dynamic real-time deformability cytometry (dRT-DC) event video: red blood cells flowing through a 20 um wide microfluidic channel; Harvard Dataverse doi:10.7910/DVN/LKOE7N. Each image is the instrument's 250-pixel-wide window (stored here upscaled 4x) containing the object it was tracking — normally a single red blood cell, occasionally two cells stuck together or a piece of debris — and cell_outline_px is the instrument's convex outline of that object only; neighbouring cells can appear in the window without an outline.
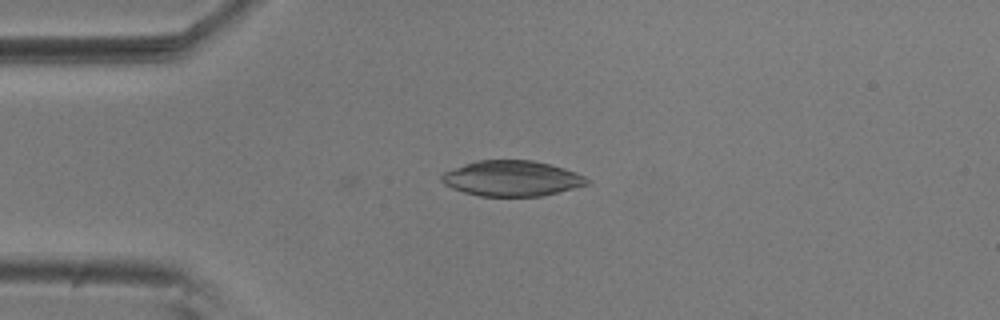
{"species": "common noctule bat (a hibernating species)", "species_latin": "Nyctalus noctula", "temperature_condition": "room temperature", "stored_images_in_passage": 7, "camera_frame_rate_fps": 3000, "um_per_image_px": 0.085, "animal": {"sex": "male", "body_mass_g": 20.5, "forearm_length_mm": 52.5}, "frame": {"image": 1, "passage_image": 3, "time_ms": 0.667, "image_size_px": [1000, 320], "cell_outline_px": [[592, 184], [540, 196], [480, 196], [464, 192], [452, 188], [444, 184], [440, 180], [440, 176], [444, 172], [464, 164], [476, 160], [532, 160], [552, 164], [576, 172], [592, 180]], "centroid_in_image_um": [43.54, 15.16], "position_along_channel_um": 41.5, "area_um2": 30.29}}